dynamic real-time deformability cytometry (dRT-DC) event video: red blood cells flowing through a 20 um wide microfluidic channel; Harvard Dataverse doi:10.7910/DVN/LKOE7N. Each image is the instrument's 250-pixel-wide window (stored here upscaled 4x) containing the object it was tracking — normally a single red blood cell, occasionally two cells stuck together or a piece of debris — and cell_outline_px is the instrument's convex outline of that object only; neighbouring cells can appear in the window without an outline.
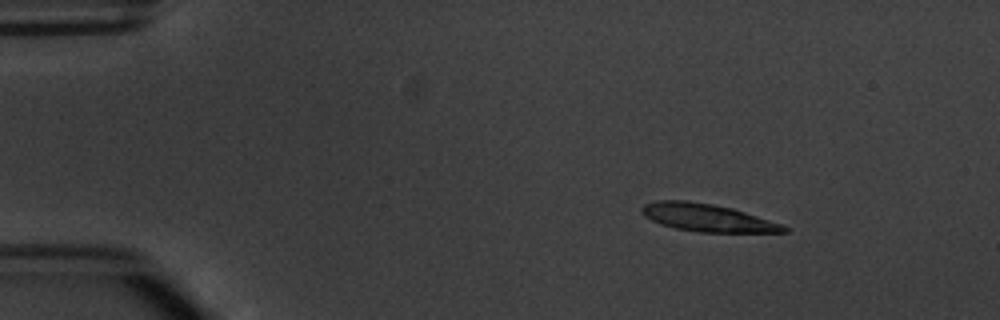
{"species": "common noctule bat (a hibernating species)", "species_latin": "Nyctalus noctula", "temperature_condition": "warm", "stored_images_in_passage": 4, "camera_frame_rate_fps": 3000, "um_per_image_px": 0.085, "animal": {"sex": "male", "body_mass_g": 20.1, "forearm_length_mm": 53.5}, "frame": {"image": 1, "passage_image": 1, "time_ms": 0.0, "image_size_px": [1000, 320], "cell_outline_px": [[788, 232], [700, 232], [676, 228], [660, 224], [644, 216], [640, 212], [640, 208], [644, 204], [656, 200], [688, 200], [712, 204], [732, 208], [784, 224], [788, 228]], "centroid_in_image_um": [60.11, 18.49], "position_along_channel_um": 24.9, "area_um2": 22.95}}
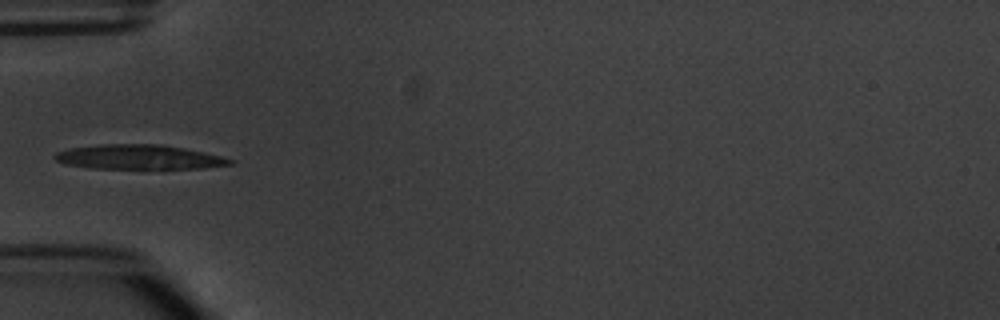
{"frame": {"image": 2, "passage_image": 4, "time_ms": 3.333, "image_size_px": [1000, 320], "cell_outline_px": [[236, 160], [232, 164], [204, 168], [88, 168], [64, 164], [56, 160], [52, 156], [56, 152], [68, 148], [100, 144], [160, 144], [184, 148], [220, 156]], "centroid_in_image_um": [11.76, 13.34], "position_along_channel_um": 73.2, "area_um2": 25.03}}